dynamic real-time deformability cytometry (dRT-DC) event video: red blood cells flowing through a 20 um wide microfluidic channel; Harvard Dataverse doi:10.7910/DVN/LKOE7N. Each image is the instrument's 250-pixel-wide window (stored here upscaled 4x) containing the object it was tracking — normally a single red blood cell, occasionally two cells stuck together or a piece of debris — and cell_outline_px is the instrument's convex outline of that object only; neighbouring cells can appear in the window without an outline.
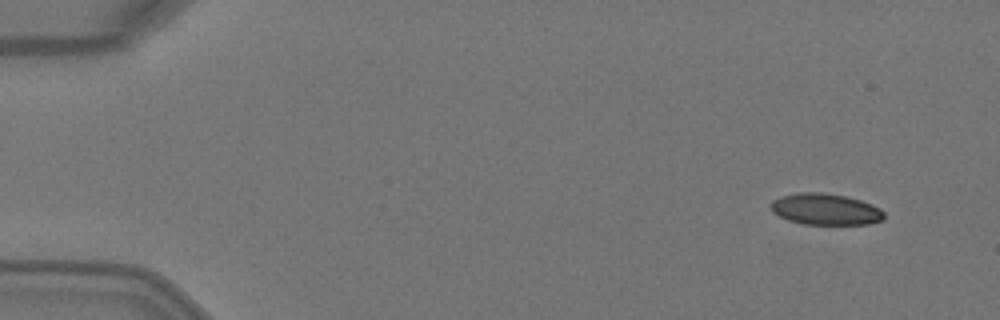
{"species": "Egyptian fruit bat (a non-hibernating species)", "species_latin": "Rousettus aegyptiacus", "temperature_condition": "warm", "stored_images_in_passage": 4, "camera_frame_rate_fps": 3000, "um_per_image_px": 0.085, "animal": {"sex": "female"}, "frame": {"image": 1, "passage_image": 1, "time_ms": 0.0, "image_size_px": [1000, 320], "cell_outline_px": [[884, 220], [868, 224], [804, 224], [788, 220], [772, 212], [772, 200], [780, 196], [800, 192], [820, 192], [844, 196], [860, 200], [872, 204], [880, 208], [884, 212]], "centroid_in_image_um": [70.18, 17.79], "position_along_channel_um": 14.8, "area_um2": 20.63}}
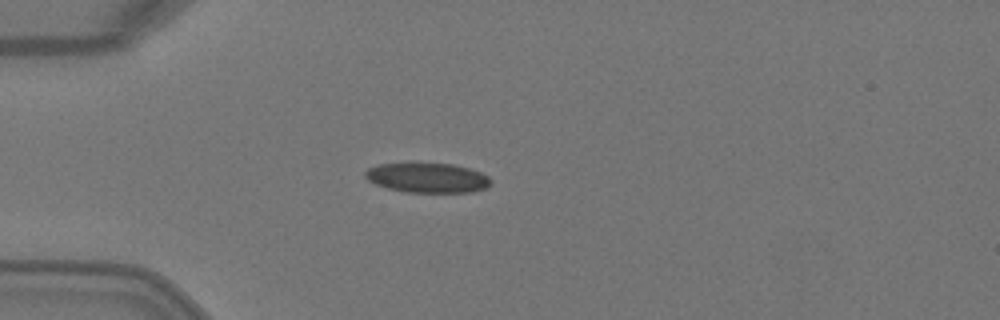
{"frame": {"image": 2, "passage_image": 4, "time_ms": 1.0, "image_size_px": [1000, 320], "cell_outline_px": [[492, 180], [484, 188], [472, 192], [404, 192], [388, 188], [376, 184], [368, 180], [364, 176], [364, 172], [368, 168], [376, 164], [416, 160], [452, 164], [468, 168], [480, 172], [488, 176]], "centroid_in_image_um": [36.25, 15.05], "position_along_channel_um": 48.7, "area_um2": 22.6}}